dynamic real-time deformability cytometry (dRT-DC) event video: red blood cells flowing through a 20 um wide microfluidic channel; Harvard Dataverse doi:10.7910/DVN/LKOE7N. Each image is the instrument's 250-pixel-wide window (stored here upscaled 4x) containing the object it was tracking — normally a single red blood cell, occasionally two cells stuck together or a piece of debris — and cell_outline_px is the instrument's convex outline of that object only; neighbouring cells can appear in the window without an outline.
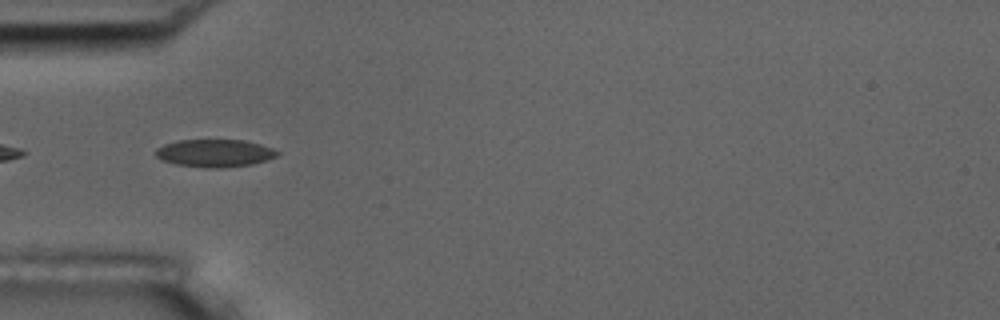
{"species": "common noctule bat (a hibernating species)", "species_latin": "Nyctalus noctula", "temperature_condition": "room temperature", "stored_images_in_passage": 6, "camera_frame_rate_fps": 3000, "um_per_image_px": 0.085, "animal": {"sex": "male", "body_mass_g": 17.5, "forearm_length_mm": 52.3}, "frame": {"image": 1, "passage_image": 2, "time_ms": 1.0, "image_size_px": [1000, 320], "cell_outline_px": [[280, 152], [276, 156], [268, 160], [252, 164], [224, 168], [208, 168], [176, 164], [160, 160], [156, 156], [156, 148], [164, 144], [180, 140], [244, 140], [260, 144], [272, 148]], "centroid_in_image_um": [18.25, 13.02], "position_along_channel_um": 66.7, "area_um2": 19.65}}
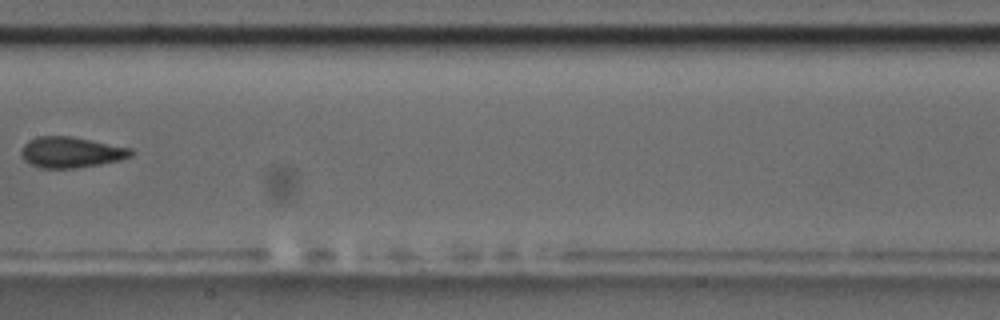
{"frame": {"image": 2, "passage_image": 5, "time_ms": 4.667, "image_size_px": [1000, 320], "cell_outline_px": [[136, 152], [132, 156], [120, 160], [100, 164], [72, 168], [40, 168], [24, 160], [20, 156], [20, 152], [24, 144], [28, 140], [36, 136], [72, 136], [132, 148]], "centroid_in_image_um": [6.04, 12.93], "position_along_channel_um": 201.4, "area_um2": 19.88}}
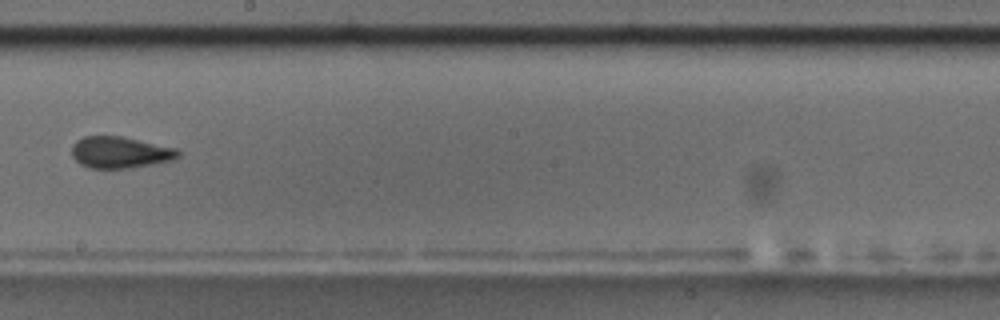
{"frame": {"image": 3, "passage_image": 6, "time_ms": 5.667, "image_size_px": [1000, 320], "cell_outline_px": [[180, 156], [172, 160], [152, 164], [128, 168], [88, 168], [80, 164], [72, 156], [72, 144], [76, 140], [84, 136], [120, 136], [176, 148], [180, 152]], "centroid_in_image_um": [10.18, 12.95], "position_along_channel_um": 238.0, "area_um2": 19.48}}